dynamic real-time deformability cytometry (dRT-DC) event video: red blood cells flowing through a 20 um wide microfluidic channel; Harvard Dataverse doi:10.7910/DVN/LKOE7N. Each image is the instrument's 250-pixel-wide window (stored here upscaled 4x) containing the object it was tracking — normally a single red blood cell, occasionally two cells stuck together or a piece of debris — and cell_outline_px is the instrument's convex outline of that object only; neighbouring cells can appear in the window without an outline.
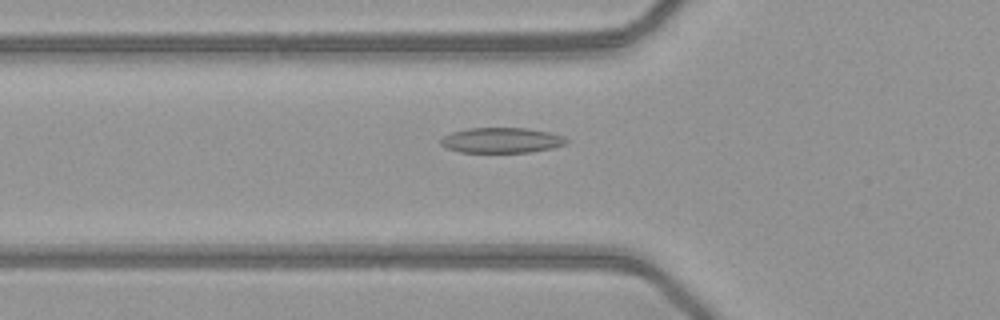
{"species": "common noctule bat (a hibernating species)", "species_latin": "Nyctalus noctula", "temperature_condition": "warm", "stored_images_in_passage": 34, "camera_frame_rate_fps": 3000, "um_per_image_px": 0.085, "animal": {"sex": "female", "body_mass_g": 21.9}, "frame": {"image": 1, "passage_image": 4, "time_ms": 1.0, "image_size_px": [1000, 320], "cell_outline_px": [[568, 140], [564, 144], [552, 148], [528, 152], [460, 152], [448, 148], [440, 144], [440, 140], [444, 136], [452, 132], [468, 128], [524, 128], [548, 132], [564, 136]], "centroid_in_image_um": [42.61, 11.92], "position_along_channel_um": 83.2, "area_um2": 18.32}}
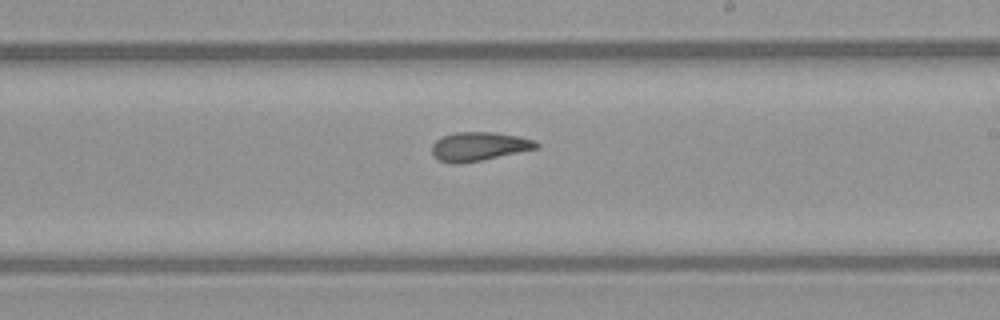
{"frame": {"image": 2, "passage_image": 16, "time_ms": 5.0, "image_size_px": [1000, 320], "cell_outline_px": [[540, 148], [480, 160], [456, 164], [452, 164], [440, 160], [432, 152], [432, 144], [436, 140], [444, 136], [456, 132], [496, 132], [536, 140], [540, 144]], "centroid_in_image_um": [40.75, 12.44], "position_along_channel_um": 248.2, "area_um2": 17.4}}
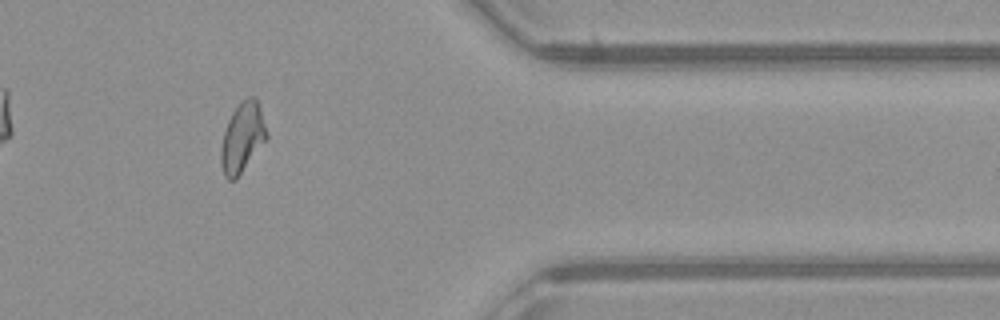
{"frame": {"image": 3, "passage_image": 28, "time_ms": 9.0, "image_size_px": [1000, 320], "cell_outline_px": [[268, 140], [236, 180], [228, 180], [224, 176], [220, 160], [220, 148], [224, 132], [228, 120], [232, 112], [240, 100], [248, 96], [256, 96], [268, 132]], "centroid_in_image_um": [20.62, 11.7], "position_along_channel_um": 390.8, "area_um2": 19.13}, "authors_computed_cell_mechanics": {"area_um2": 17.9469, "velocity_mm_per_s": 4.098, "shape_relaxation_time_tau1_ms": null, "shape_relaxation_time_tau2_ms": 2.1457, "deformation_change_tau1": null, "deformation_change_tau2": 0.0865}}